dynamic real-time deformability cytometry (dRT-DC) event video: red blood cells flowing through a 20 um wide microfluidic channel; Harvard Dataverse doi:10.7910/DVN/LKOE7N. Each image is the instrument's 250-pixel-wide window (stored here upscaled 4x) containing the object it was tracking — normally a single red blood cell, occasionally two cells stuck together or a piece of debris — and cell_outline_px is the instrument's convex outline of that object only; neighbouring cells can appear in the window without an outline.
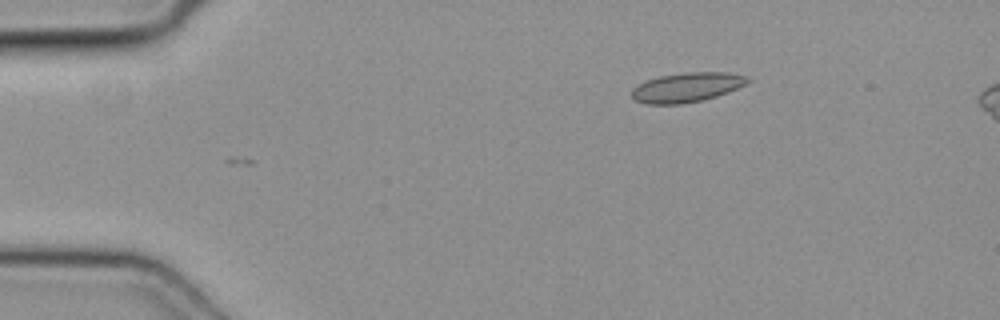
{"species": "common noctule bat (a hibernating species)", "species_latin": "Nyctalus noctula", "temperature_condition": "cold", "stored_images_in_passage": 35, "camera_frame_rate_fps": 3000, "um_per_image_px": 0.085, "animal": {"sex": "female", "body_mass_g": 19.3, "forearm_length_mm": 54.1}, "frame": {"image": 1, "passage_image": 1, "time_ms": 0.0, "image_size_px": [1000, 320], "cell_outline_px": [[752, 80], [728, 92], [716, 96], [700, 100], [680, 104], [644, 104], [636, 100], [632, 96], [632, 88], [636, 84], [644, 80], [660, 76], [688, 72], [728, 72], [748, 76]], "centroid_in_image_um": [58.35, 7.41], "position_along_channel_um": 26.6, "area_um2": 19.94}}
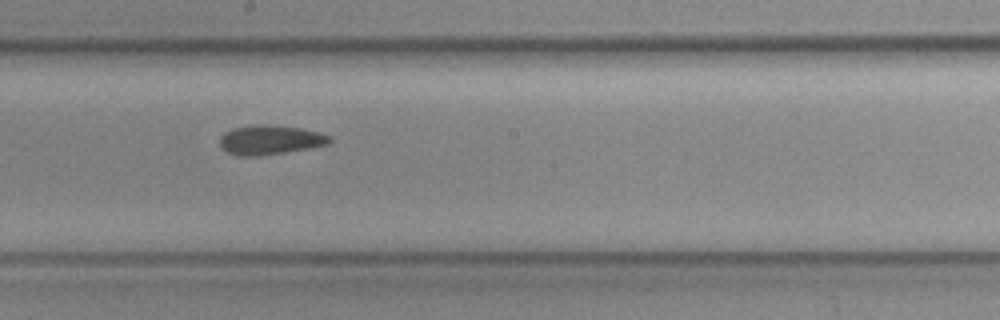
{"frame": {"image": 2, "passage_image": 20, "time_ms": 6.333, "image_size_px": [1000, 320], "cell_outline_px": [[332, 140], [328, 144], [312, 148], [284, 152], [252, 156], [240, 156], [228, 152], [220, 144], [220, 136], [224, 132], [232, 128], [256, 124], [264, 124], [300, 128], [332, 136]], "centroid_in_image_um": [22.96, 11.88], "position_along_channel_um": 225.2, "area_um2": 18.67}}
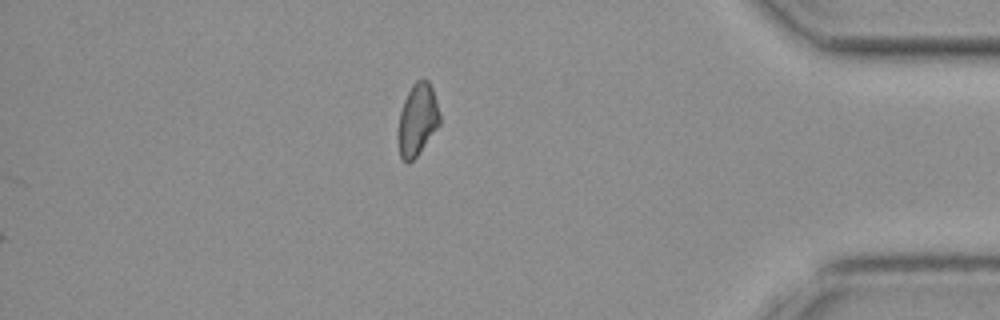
{"frame": {"image": 3, "passage_image": 35, "time_ms": 11.333, "image_size_px": [1000, 320], "cell_outline_px": [[440, 124], [416, 156], [408, 164], [404, 164], [400, 156], [400, 112], [404, 100], [412, 84], [416, 80], [428, 80], [432, 88], [436, 100], [440, 116]], "centroid_in_image_um": [35.5, 10.16], "position_along_channel_um": 399.7, "area_um2": 16.94}}